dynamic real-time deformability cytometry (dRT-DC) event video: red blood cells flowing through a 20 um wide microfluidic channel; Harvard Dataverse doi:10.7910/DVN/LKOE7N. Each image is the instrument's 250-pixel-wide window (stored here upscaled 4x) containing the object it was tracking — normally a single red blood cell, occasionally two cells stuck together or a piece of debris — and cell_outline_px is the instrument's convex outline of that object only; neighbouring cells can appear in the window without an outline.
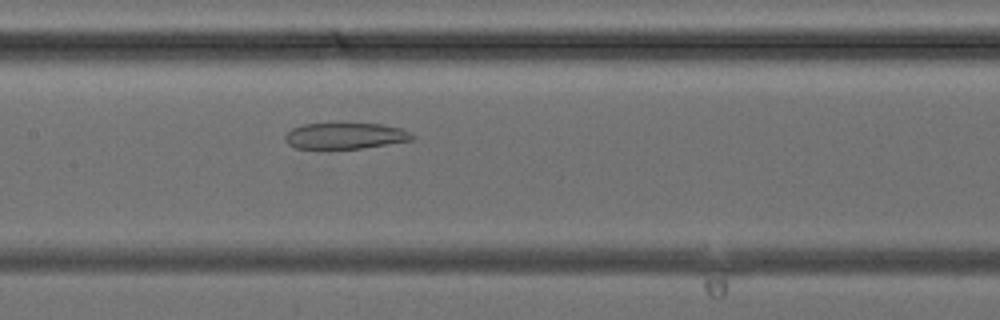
{"species": "common noctule bat (a hibernating species)", "species_latin": "Nyctalus noctula", "temperature_condition": "cold", "stored_images_in_passage": 40, "camera_frame_rate_fps": 3000, "um_per_image_px": 0.085, "animal": {"sex": "female", "body_mass_g": 24.6, "forearm_length_mm": 56.2}, "frame": {"image": 1, "passage_image": 19, "time_ms": 6.0, "image_size_px": [1000, 320], "cell_outline_px": [[416, 136], [412, 140], [360, 148], [296, 148], [288, 144], [284, 136], [292, 128], [304, 124], [332, 120], [336, 120], [380, 124], [400, 128], [412, 132]], "centroid_in_image_um": [29.33, 11.48], "position_along_channel_um": 178.1, "area_um2": 20.17}}
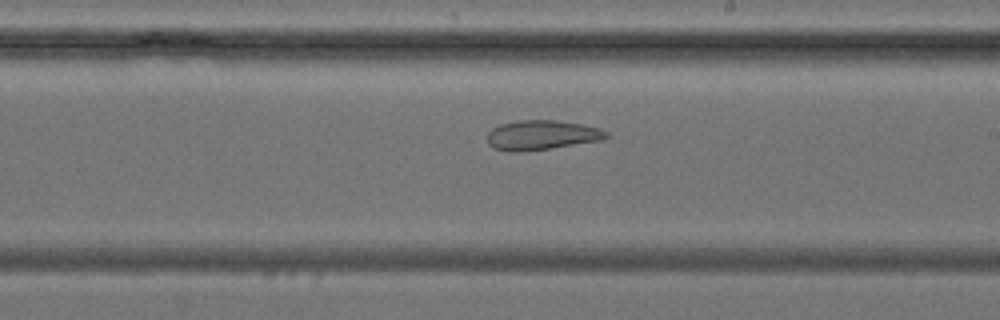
{"frame": {"image": 2, "passage_image": 23, "time_ms": 7.333, "image_size_px": [1000, 320], "cell_outline_px": [[608, 136], [604, 140], [520, 152], [508, 152], [492, 148], [488, 144], [488, 132], [492, 128], [500, 124], [520, 120], [556, 120], [584, 124], [600, 128], [608, 132]], "centroid_in_image_um": [46.04, 11.48], "position_along_channel_um": 243.0, "area_um2": 20.69}}
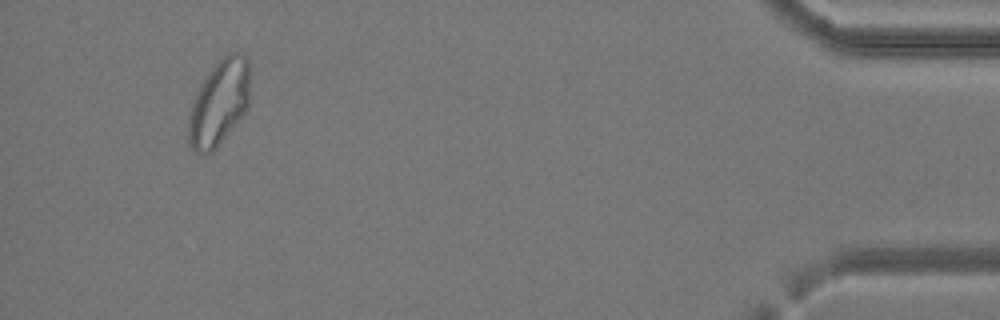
{"frame": {"image": 3, "passage_image": 38, "time_ms": 12.333, "image_size_px": [1000, 320], "cell_outline_px": [[248, 108], [216, 148], [212, 152], [192, 152], [188, 144], [188, 120], [196, 92], [204, 76], [228, 52], [244, 52], [248, 56]], "centroid_in_image_um": [18.61, 8.72], "position_along_channel_um": 416.6, "area_um2": 30.52}}